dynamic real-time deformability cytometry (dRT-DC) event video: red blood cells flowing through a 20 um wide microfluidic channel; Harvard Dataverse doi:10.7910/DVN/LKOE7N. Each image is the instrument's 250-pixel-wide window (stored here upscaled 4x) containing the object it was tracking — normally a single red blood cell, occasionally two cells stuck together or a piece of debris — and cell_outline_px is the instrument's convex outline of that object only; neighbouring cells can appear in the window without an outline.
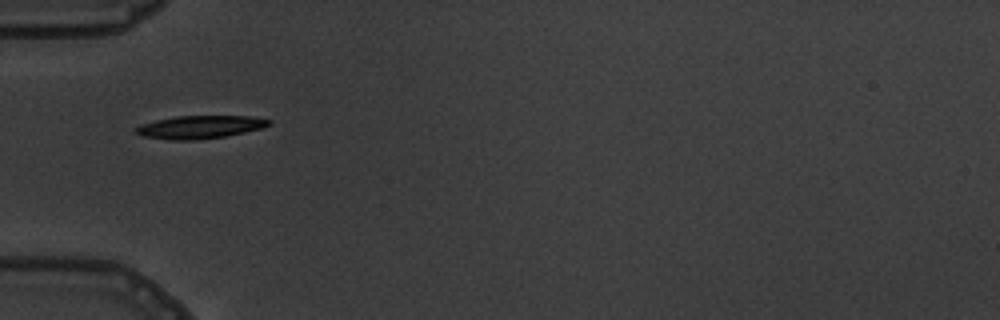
{"species": "common noctule bat (a hibernating species)", "species_latin": "Nyctalus noctula", "temperature_condition": "warm", "stored_images_in_passage": 8, "segment_of_instrument_passage": [2, 2], "camera_frame_rate_fps": 3000, "um_per_image_px": 0.085, "animal": {"sex": "male", "body_mass_g": 19.5, "forearm_length_mm": 54.6}, "frame": {"image": 1, "passage_image": 5, "time_ms": 4.667, "image_size_px": [1000, 320], "cell_outline_px": [[272, 124], [264, 128], [224, 136], [192, 140], [172, 140], [144, 136], [136, 132], [132, 128], [140, 124], [156, 120], [176, 116], [252, 116], [272, 120]], "centroid_in_image_um": [17.01, 10.79], "position_along_channel_um": 68.0, "area_um2": 17.8}}